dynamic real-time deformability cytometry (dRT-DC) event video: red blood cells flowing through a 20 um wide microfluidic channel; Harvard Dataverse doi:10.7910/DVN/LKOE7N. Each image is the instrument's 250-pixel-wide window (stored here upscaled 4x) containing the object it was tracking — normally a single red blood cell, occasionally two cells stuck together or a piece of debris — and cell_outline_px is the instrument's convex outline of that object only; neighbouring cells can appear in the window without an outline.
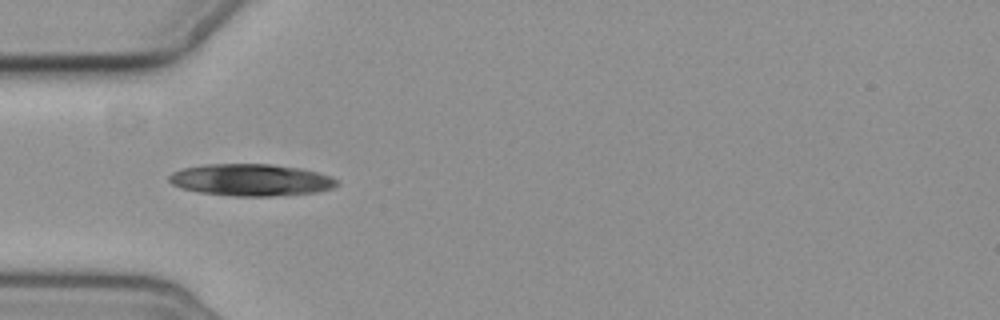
{"species": "common noctule bat (a hibernating species)", "species_latin": "Nyctalus noctula", "temperature_condition": "cold", "stored_images_in_passage": 8, "camera_frame_rate_fps": 3000, "um_per_image_px": 0.085, "animal": {"sex": "female", "body_mass_g": 19.3, "forearm_length_mm": 54.1}, "frame": {"image": 1, "passage_image": 3, "time_ms": 3.0, "image_size_px": [1000, 320], "cell_outline_px": [[340, 184], [332, 188], [316, 192], [272, 196], [232, 196], [200, 192], [184, 188], [172, 184], [168, 180], [168, 176], [172, 172], [184, 168], [204, 164], [272, 164], [300, 168], [332, 176]], "centroid_in_image_um": [21.34, 15.29], "position_along_channel_um": 63.7, "area_um2": 31.15}}
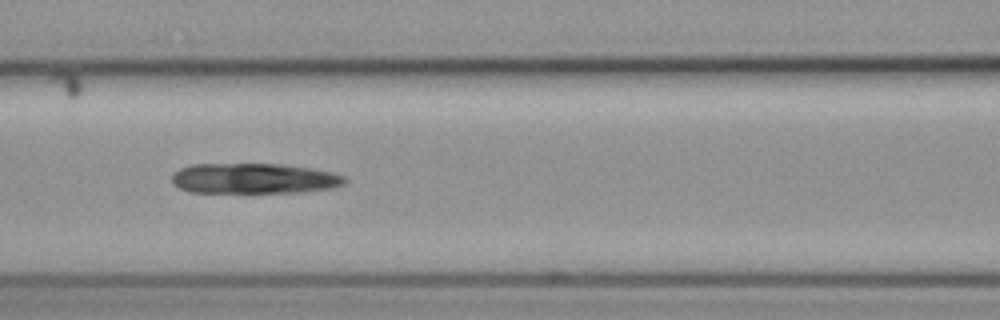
{"frame": {"image": 2, "passage_image": 5, "time_ms": 5.333, "image_size_px": [1000, 320], "cell_outline_px": [[348, 180], [344, 184], [336, 188], [304, 192], [188, 192], [172, 184], [172, 176], [180, 168], [188, 164], [284, 164], [312, 168], [332, 172], [344, 176]], "centroid_in_image_um": [21.63, 15.17], "position_along_channel_um": 145.0, "area_um2": 30.92}}
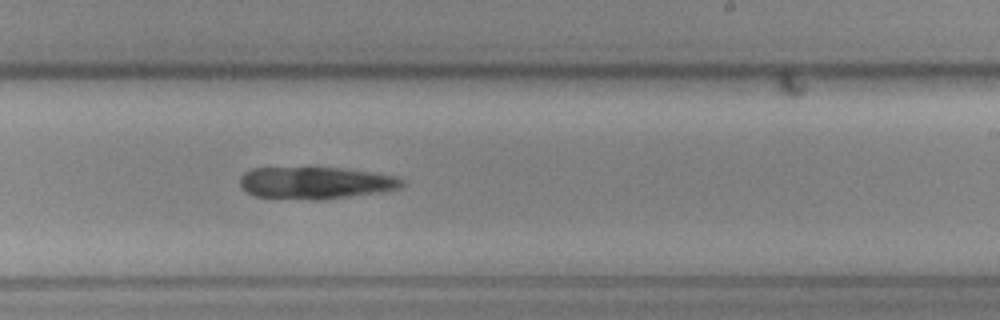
{"frame": {"image": 3, "passage_image": 8, "time_ms": 8.667, "image_size_px": [1000, 320], "cell_outline_px": [[404, 184], [400, 188], [380, 192], [324, 200], [312, 200], [252, 196], [244, 192], [240, 188], [240, 176], [244, 172], [252, 168], [348, 168], [400, 176], [404, 180]], "centroid_in_image_um": [26.83, 15.55], "position_along_channel_um": 262.2, "area_um2": 30.87}}